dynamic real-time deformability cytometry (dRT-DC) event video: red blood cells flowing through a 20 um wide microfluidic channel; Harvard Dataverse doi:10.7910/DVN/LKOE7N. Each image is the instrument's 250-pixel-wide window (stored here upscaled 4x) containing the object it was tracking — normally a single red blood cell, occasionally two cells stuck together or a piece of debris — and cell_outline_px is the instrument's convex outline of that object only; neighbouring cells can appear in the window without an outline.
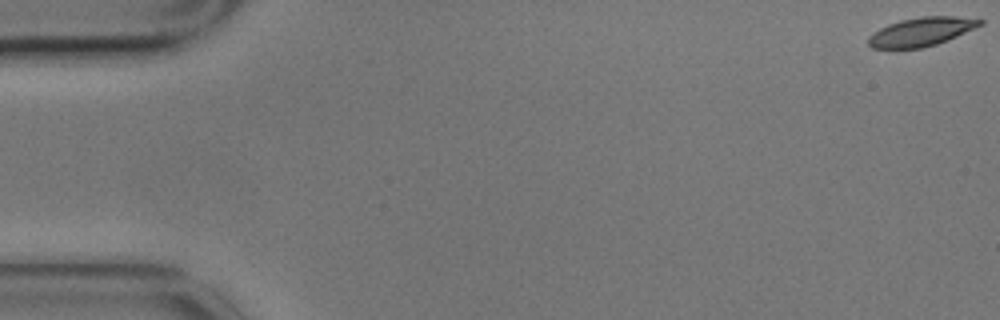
{"species": "common noctule bat (a hibernating species)", "species_latin": "Nyctalus noctula", "temperature_condition": "cold", "stored_images_in_passage": 9, "camera_frame_rate_fps": 3000, "um_per_image_px": 0.085, "animal": {"sex": "male", "body_mass_g": 17.9}, "frame": {"image": 1, "passage_image": 1, "time_ms": 0.0, "image_size_px": [1000, 320], "cell_outline_px": [[984, 24], [948, 40], [936, 44], [920, 48], [872, 48], [868, 44], [868, 36], [880, 28], [888, 24], [900, 20], [920, 16], [956, 16], [984, 20]], "centroid_in_image_um": [78.32, 2.69], "position_along_channel_um": 6.7, "area_um2": 18.67}}